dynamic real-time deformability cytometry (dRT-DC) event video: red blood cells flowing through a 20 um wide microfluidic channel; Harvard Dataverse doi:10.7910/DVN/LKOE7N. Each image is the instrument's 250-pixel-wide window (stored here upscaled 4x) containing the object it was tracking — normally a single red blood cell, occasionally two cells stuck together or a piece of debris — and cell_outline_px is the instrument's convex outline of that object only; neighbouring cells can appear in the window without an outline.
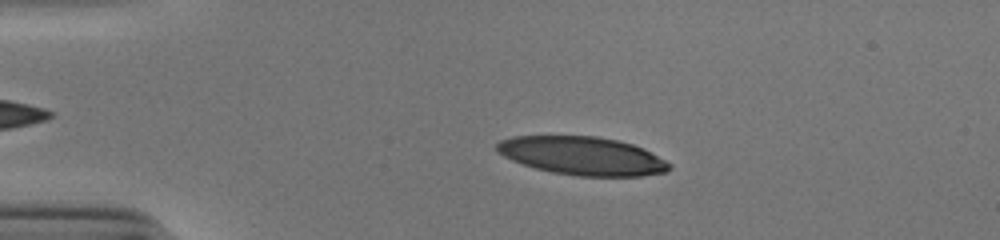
{"species": "human", "species_latin": "Homo sapiens", "temperature_condition": "cold", "stored_images_in_passage": 52, "camera_frame_rate_fps": 3000, "um_per_image_px": 0.085, "donor": {"sex": "male"}, "frame": {"image": 1, "passage_image": 11, "time_ms": 3.333, "image_size_px": [1000, 240], "cell_outline_px": [[672, 168], [664, 172], [640, 176], [580, 176], [552, 172], [536, 168], [512, 160], [496, 152], [496, 144], [500, 140], [512, 136], [596, 136], [616, 140], [632, 144], [644, 148], [672, 164]], "centroid_in_image_um": [49.5, 13.24], "position_along_channel_um": 35.5, "area_um2": 38.44}}
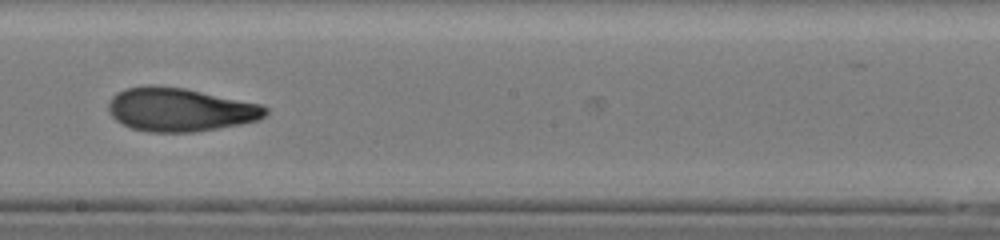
{"frame": {"image": 2, "passage_image": 30, "time_ms": 9.667, "image_size_px": [1000, 240], "cell_outline_px": [[268, 112], [260, 120], [240, 124], [192, 132], [148, 132], [132, 128], [116, 120], [108, 112], [108, 104], [112, 96], [116, 92], [124, 88], [152, 84], [156, 84], [184, 88], [260, 104], [268, 108]], "centroid_in_image_um": [15.26, 9.3], "position_along_channel_um": 232.9, "area_um2": 39.88}}
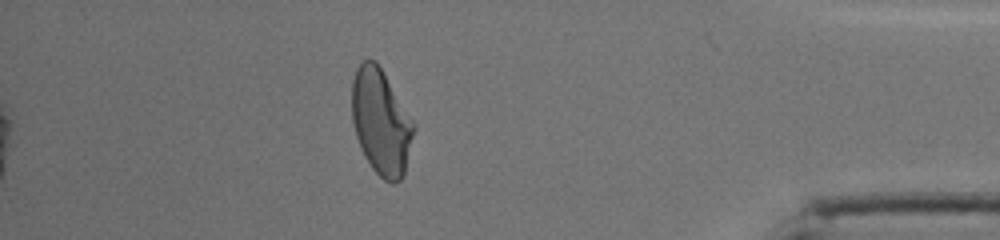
{"frame": {"image": 3, "passage_image": 46, "time_ms": 15.0, "image_size_px": [1000, 240], "cell_outline_px": [[416, 128], [404, 172], [400, 180], [396, 184], [392, 184], [384, 180], [372, 168], [364, 156], [356, 136], [352, 120], [352, 80], [356, 68], [364, 60], [376, 60], [416, 124]], "centroid_in_image_um": [32.39, 10.37], "position_along_channel_um": 402.8, "area_um2": 38.15}, "authors_computed_cell_mechanics": {"area_um2": 38.9572, "velocity_mm_per_s": 3.8982, "shape_relaxation_time_tau1_ms": 8.1147, "shape_relaxation_time_tau2_ms": 2.4991, "deformation_change_tau1": 0.2701, "deformation_change_tau2": 0.0897}}